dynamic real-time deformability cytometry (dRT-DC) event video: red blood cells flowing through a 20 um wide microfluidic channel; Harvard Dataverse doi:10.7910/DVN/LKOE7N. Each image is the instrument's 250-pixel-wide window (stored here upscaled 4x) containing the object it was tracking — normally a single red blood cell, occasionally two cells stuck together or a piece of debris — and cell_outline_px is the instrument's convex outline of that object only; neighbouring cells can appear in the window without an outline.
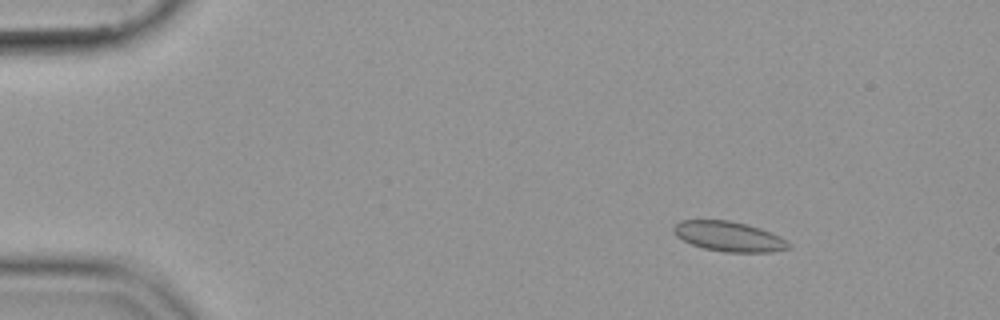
{"species": "common noctule bat (a hibernating species)", "species_latin": "Nyctalus noctula", "temperature_condition": "cold", "stored_images_in_passage": 55, "camera_frame_rate_fps": 3000, "um_per_image_px": 0.085, "animal": {"sex": "female", "body_mass_g": 19.9}, "frame": {"image": 1, "passage_image": 8, "time_ms": 2.333, "image_size_px": [1000, 320], "cell_outline_px": [[792, 248], [772, 252], [724, 252], [704, 248], [692, 244], [676, 236], [672, 232], [672, 228], [680, 220], [728, 220], [748, 224], [760, 228], [780, 236], [792, 244]], "centroid_in_image_um": [61.98, 20.1], "position_along_channel_um": 23.0, "area_um2": 20.23}}
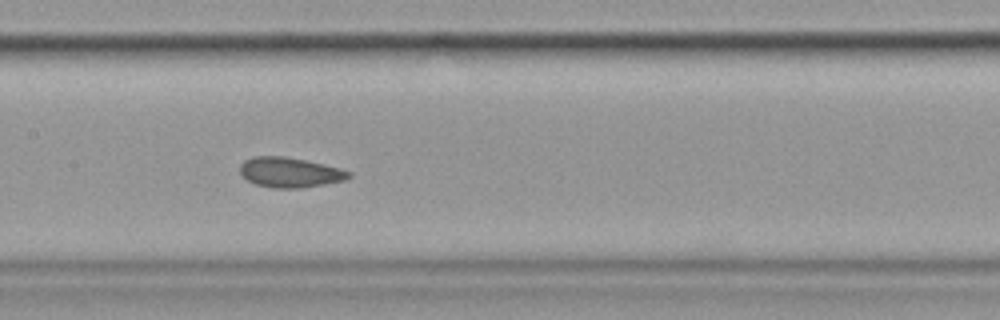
{"frame": {"image": 2, "passage_image": 28, "time_ms": 9.0, "image_size_px": [1000, 320], "cell_outline_px": [[352, 176], [344, 180], [324, 184], [300, 188], [272, 188], [256, 184], [248, 180], [240, 172], [240, 164], [244, 160], [252, 156], [284, 156], [324, 164], [340, 168], [352, 172]], "centroid_in_image_um": [24.64, 14.65], "position_along_channel_um": 182.8, "area_um2": 19.02}}
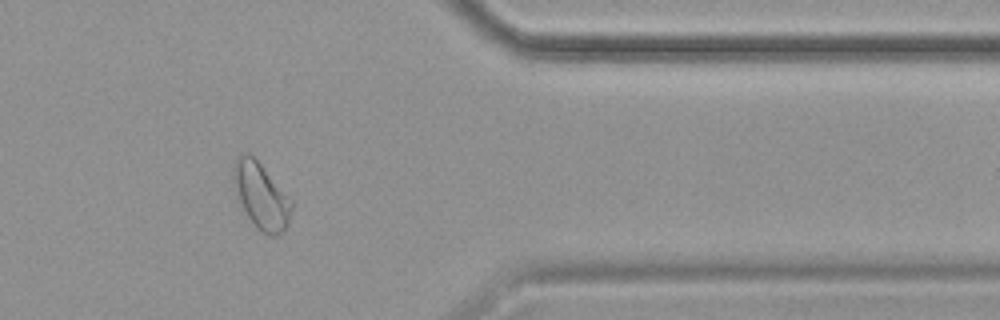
{"frame": {"image": 3, "passage_image": 46, "time_ms": 15.0, "image_size_px": [1000, 320], "cell_outline_px": [[292, 208], [288, 224], [284, 232], [276, 236], [268, 236], [260, 232], [256, 228], [236, 200], [232, 180], [232, 164], [244, 152], [248, 152], [260, 164], [292, 200]], "centroid_in_image_um": [22.15, 16.69], "position_along_channel_um": 389.2, "area_um2": 22.72}}